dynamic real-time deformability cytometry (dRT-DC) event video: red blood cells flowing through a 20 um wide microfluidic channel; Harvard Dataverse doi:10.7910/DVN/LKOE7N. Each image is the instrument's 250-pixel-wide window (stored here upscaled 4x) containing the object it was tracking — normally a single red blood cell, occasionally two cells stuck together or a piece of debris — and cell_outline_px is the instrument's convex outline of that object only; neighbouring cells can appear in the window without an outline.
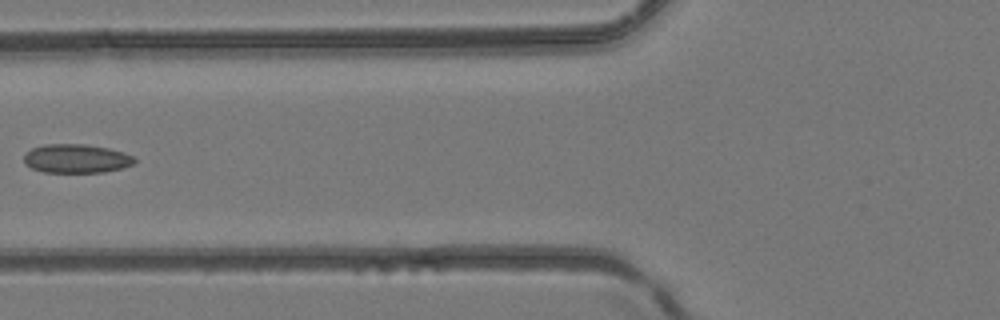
{"species": "common noctule bat (a hibernating species)", "species_latin": "Nyctalus noctula", "temperature_condition": "room temperature", "stored_images_in_passage": 6, "camera_frame_rate_fps": 3000, "um_per_image_px": 0.085, "animal": {"sex": "female", "body_mass_g": 24.6, "forearm_length_mm": 56.2}, "frame": {"image": 1, "passage_image": 6, "time_ms": 1.667, "image_size_px": [1000, 320], "cell_outline_px": [[136, 160], [132, 164], [120, 168], [104, 172], [44, 172], [32, 168], [24, 164], [24, 156], [32, 148], [44, 144], [84, 144], [108, 148], [124, 152], [132, 156]], "centroid_in_image_um": [6.47, 13.47], "position_along_channel_um": 119.3, "area_um2": 18.44}}